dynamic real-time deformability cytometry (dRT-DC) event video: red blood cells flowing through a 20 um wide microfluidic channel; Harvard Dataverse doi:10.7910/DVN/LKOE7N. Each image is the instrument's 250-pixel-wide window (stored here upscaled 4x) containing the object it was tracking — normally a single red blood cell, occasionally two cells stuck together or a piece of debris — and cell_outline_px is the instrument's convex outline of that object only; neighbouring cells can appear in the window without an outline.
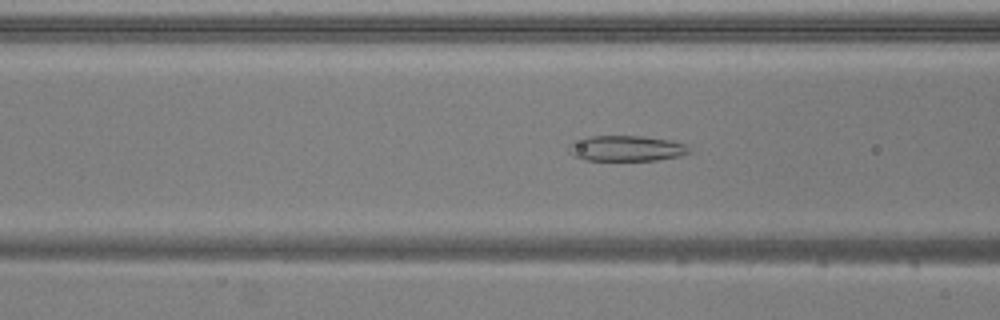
{"species": "common noctule bat (a hibernating species)", "species_latin": "Nyctalus noctula", "temperature_condition": "warm", "stored_images_in_passage": 38, "camera_frame_rate_fps": 3000, "um_per_image_px": 0.085, "animal": {"sex": "male", "body_mass_g": 20.5, "forearm_length_mm": 52.5}, "frame": {"image": 1, "passage_image": 5, "time_ms": 1.333, "image_size_px": [1000, 320], "cell_outline_px": [[692, 152], [680, 156], [656, 160], [584, 160], [572, 156], [568, 152], [568, 144], [572, 140], [592, 136], [640, 136], [668, 140], [684, 144]], "centroid_in_image_um": [53.16, 12.61], "position_along_channel_um": 113.4, "area_um2": 18.03}}
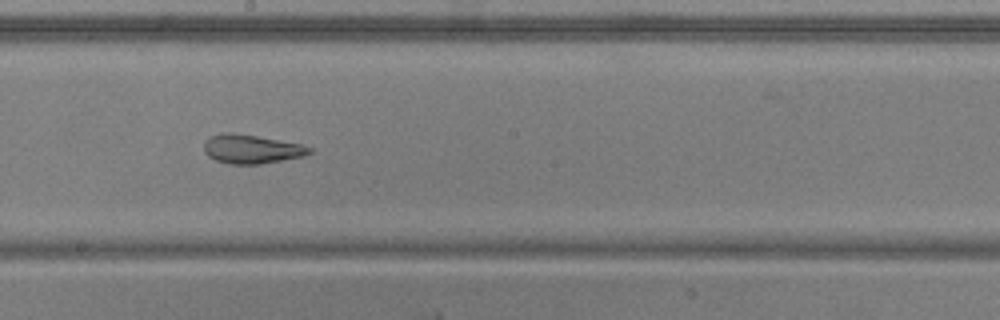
{"frame": {"image": 2, "passage_image": 14, "time_ms": 4.333, "image_size_px": [1000, 320], "cell_outline_px": [[312, 152], [304, 156], [260, 164], [228, 164], [216, 160], [208, 156], [204, 152], [204, 140], [208, 136], [224, 132], [232, 132], [256, 136], [300, 144], [312, 148]], "centroid_in_image_um": [21.32, 12.66], "position_along_channel_um": 226.9, "area_um2": 17.8}}
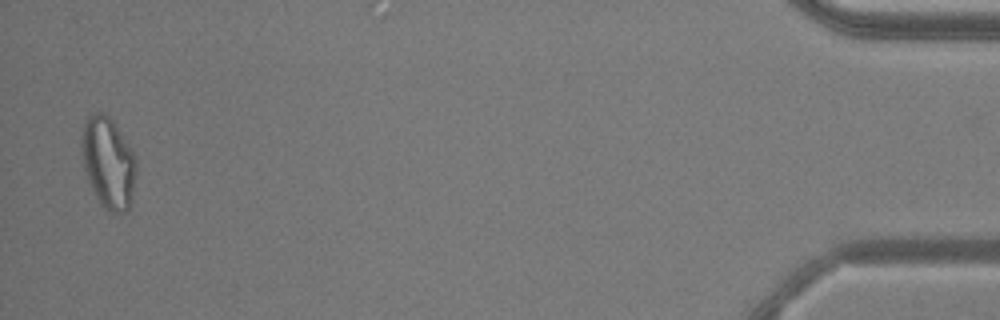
{"frame": {"image": 3, "passage_image": 37, "time_ms": 12.0, "image_size_px": [1000, 320], "cell_outline_px": [[136, 168], [128, 208], [124, 212], [108, 212], [100, 204], [88, 180], [84, 168], [80, 148], [80, 136], [84, 120], [92, 112], [104, 112], [112, 120], [132, 148], [136, 156]], "centroid_in_image_um": [9.16, 13.76], "position_along_channel_um": 426.0, "area_um2": 29.13}, "authors_computed_cell_mechanics": {"area_um2": 18.785, "velocity_mm_per_s": 3.7675, "shape_relaxation_time_tau1_ms": 10.8696, "shape_relaxation_time_tau2_ms": 2.5723, "deformation_change_tau1": 0.2945, "deformation_change_tau2": 0.1166}}